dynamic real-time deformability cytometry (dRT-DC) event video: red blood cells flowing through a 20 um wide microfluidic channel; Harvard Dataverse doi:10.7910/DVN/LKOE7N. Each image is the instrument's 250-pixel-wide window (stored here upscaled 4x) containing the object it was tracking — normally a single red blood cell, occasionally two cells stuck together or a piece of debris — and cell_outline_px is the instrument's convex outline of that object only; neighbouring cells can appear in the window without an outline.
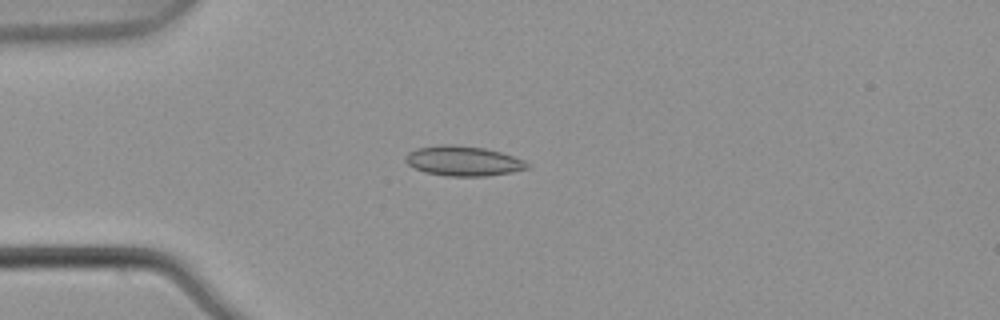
{"species": "common noctule bat (a hibernating species)", "species_latin": "Nyctalus noctula", "temperature_condition": "warm", "stored_images_in_passage": 5, "camera_frame_rate_fps": 3000, "um_per_image_px": 0.085, "animal": {"sex": "male", "body_mass_g": 21.5, "forearm_length_mm": 52.0}, "frame": {"image": 1, "passage_image": 3, "time_ms": 0.667, "image_size_px": [1000, 320], "cell_outline_px": [[528, 168], [512, 172], [488, 176], [444, 176], [424, 172], [408, 164], [404, 160], [404, 156], [408, 152], [416, 148], [440, 144], [448, 144], [484, 148], [500, 152], [524, 160], [528, 164]], "centroid_in_image_um": [39.33, 13.68], "position_along_channel_um": 45.7, "area_um2": 21.21}}
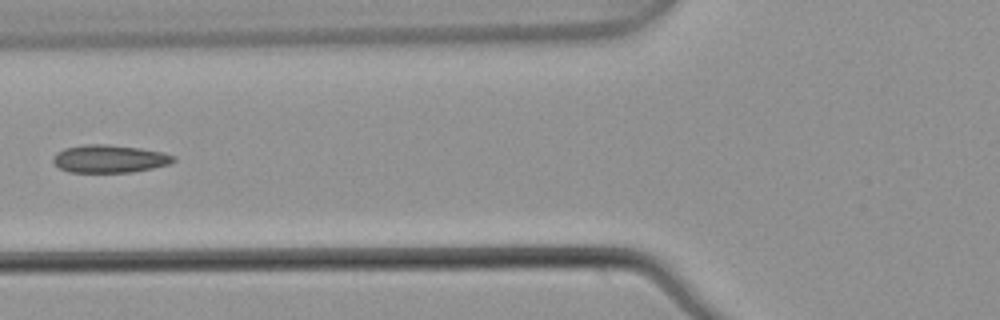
{"frame": {"image": 2, "passage_image": 5, "time_ms": 1.333, "image_size_px": [1000, 320], "cell_outline_px": [[176, 160], [168, 164], [152, 168], [132, 172], [68, 172], [60, 168], [52, 160], [56, 152], [64, 148], [84, 144], [108, 144], [140, 148], [164, 152], [176, 156]], "centroid_in_image_um": [9.31, 13.49], "position_along_channel_um": 116.5, "area_um2": 19.59}}